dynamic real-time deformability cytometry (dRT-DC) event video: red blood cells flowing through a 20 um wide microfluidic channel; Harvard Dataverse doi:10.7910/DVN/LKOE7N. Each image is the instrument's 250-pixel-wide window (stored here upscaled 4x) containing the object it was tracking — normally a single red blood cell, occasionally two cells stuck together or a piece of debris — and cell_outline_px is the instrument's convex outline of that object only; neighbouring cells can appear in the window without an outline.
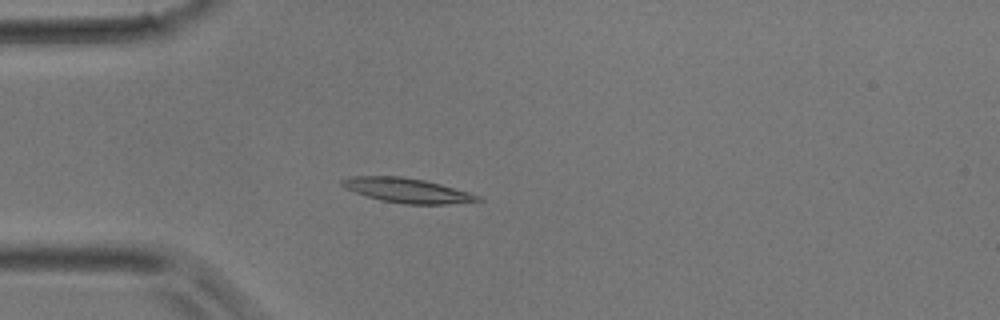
{"species": "common noctule bat (a hibernating species)", "species_latin": "Nyctalus noctula", "temperature_condition": "room temperature", "stored_images_in_passage": 3, "camera_frame_rate_fps": 3000, "um_per_image_px": 0.085, "animal": {"sex": "male", "body_mass_g": 17.9}, "frame": {"image": 1, "passage_image": 3, "time_ms": 2.667, "image_size_px": [1000, 320], "cell_outline_px": [[484, 200], [444, 204], [404, 204], [380, 200], [344, 188], [340, 184], [340, 180], [352, 176], [400, 176], [424, 180], [440, 184], [468, 192], [480, 196]], "centroid_in_image_um": [34.57, 16.18], "position_along_channel_um": 50.4, "area_um2": 19.25}}